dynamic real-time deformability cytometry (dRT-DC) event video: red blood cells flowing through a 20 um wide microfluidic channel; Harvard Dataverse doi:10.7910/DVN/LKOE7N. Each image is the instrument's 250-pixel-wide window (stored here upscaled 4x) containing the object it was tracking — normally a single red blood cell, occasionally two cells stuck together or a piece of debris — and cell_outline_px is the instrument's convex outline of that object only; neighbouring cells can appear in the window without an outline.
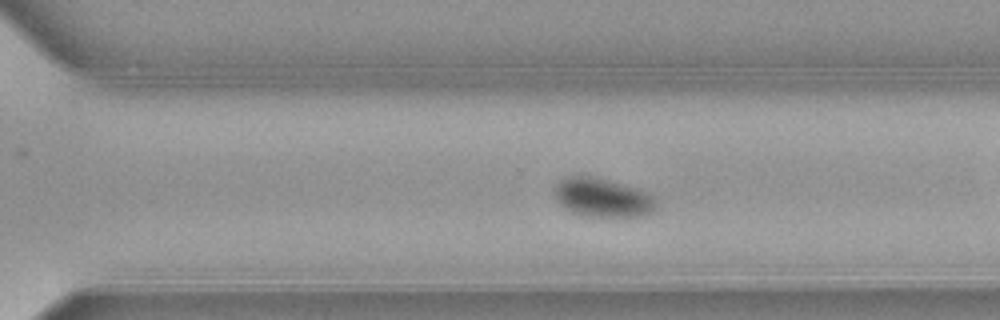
{"species": "common noctule bat (a hibernating species)", "species_latin": "Nyctalus noctula", "temperature_condition": "warm", "stored_images_in_passage": 44, "camera_frame_rate_fps": 3000, "um_per_image_px": 0.085, "animal": {"sex": "female", "body_mass_g": 21.9}, "frame": {"image": 1, "passage_image": 26, "time_ms": 8.333, "image_size_px": [1000, 320], "cell_outline_px": [[656, 208], [648, 216], [580, 216], [564, 208], [552, 196], [552, 188], [564, 176], [588, 176], [620, 184], [648, 192], [656, 200]], "centroid_in_image_um": [51.15, 16.81], "position_along_channel_um": 319.4, "area_um2": 23.12}}
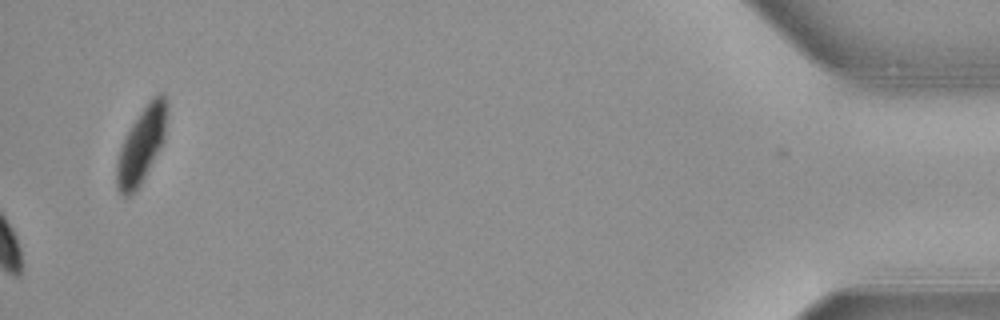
{"frame": {"image": 2, "passage_image": 44, "time_ms": 14.333, "image_size_px": [1000, 320], "cell_outline_px": [[168, 112], [164, 140], [160, 148], [140, 184], [128, 196], [120, 196], [116, 184], [116, 160], [120, 148], [132, 124], [148, 100], [156, 92], [164, 92], [168, 104]], "centroid_in_image_um": [12.04, 12.26], "position_along_channel_um": 423.2, "area_um2": 22.2}, "authors_computed_cell_mechanics": {"area_um2": 22.5709, "velocity_mm_per_s": 3.843, "shape_relaxation_time_tau1_ms": 2.6563, "shape_relaxation_time_tau2_ms": null, "deformation_change_tau1": 0.0851, "deformation_change_tau2": null}}